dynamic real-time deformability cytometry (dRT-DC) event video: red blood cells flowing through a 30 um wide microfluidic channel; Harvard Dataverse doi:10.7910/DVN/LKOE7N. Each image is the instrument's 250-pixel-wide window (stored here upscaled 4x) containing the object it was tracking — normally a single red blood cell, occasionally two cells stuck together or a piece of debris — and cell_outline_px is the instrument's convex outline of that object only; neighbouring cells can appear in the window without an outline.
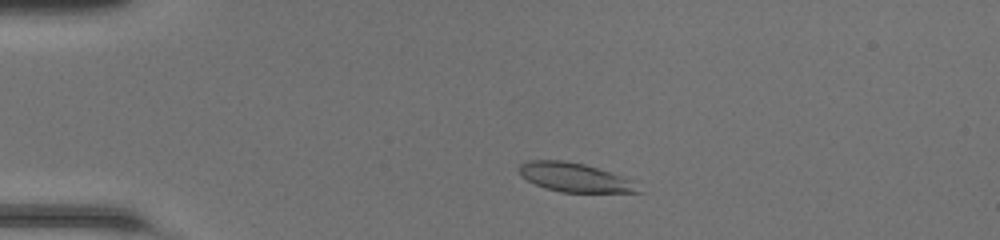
{"species": "common noctule bat (a hibernating species)", "species_latin": "Nyctalus noctula", "temperature_condition": "room temperature", "stored_images_in_passage": 44, "camera_frame_rate_fps": 3000, "um_per_image_px": 0.085, "animal": {"sex": "female", "body_mass_g": 20.0, "forearm_length_mm": 54.0}, "frame": {"image": 1, "passage_image": 6, "time_ms": 1.667, "image_size_px": [1000, 240], "cell_outline_px": [[640, 192], [560, 192], [544, 188], [520, 176], [520, 164], [528, 160], [564, 160], [584, 164], [632, 180]], "centroid_in_image_um": [48.78, 15.07], "position_along_channel_um": 36.2, "area_um2": 19.71}}
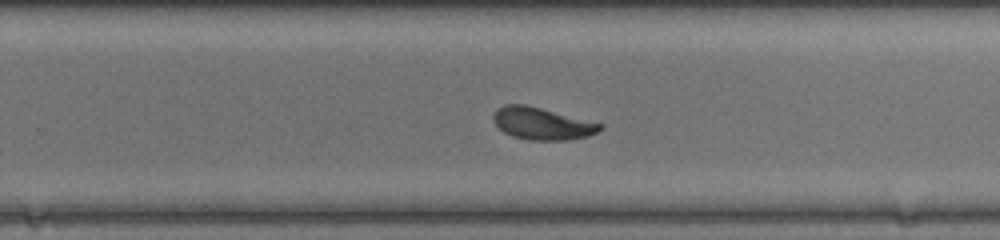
{"frame": {"image": 2, "passage_image": 27, "time_ms": 8.667, "image_size_px": [1000, 240], "cell_outline_px": [[604, 128], [588, 136], [568, 140], [528, 140], [512, 136], [504, 132], [492, 120], [492, 116], [496, 108], [504, 104], [524, 104], [604, 124]], "centroid_in_image_um": [46.05, 10.5], "position_along_channel_um": 283.7, "area_um2": 20.0}}
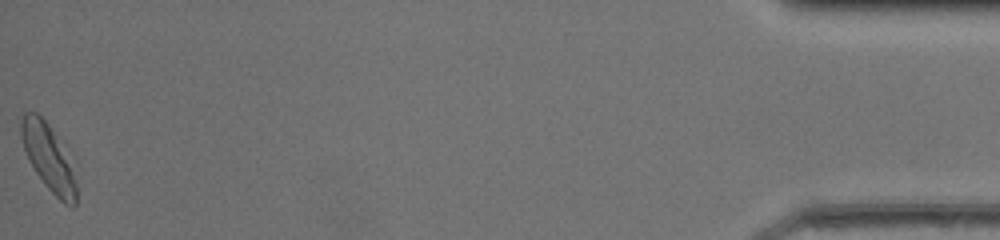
{"frame": {"image": 3, "passage_image": 44, "time_ms": 14.333, "image_size_px": [1000, 240], "cell_outline_px": [[76, 204], [72, 208], [64, 204], [44, 184], [28, 160], [20, 136], [20, 116], [24, 112], [36, 112], [48, 124], [68, 164], [76, 184]], "centroid_in_image_um": [4.03, 13.4], "position_along_channel_um": 431.2, "area_um2": 20.23}, "authors_computed_cell_mechanics": {"area_um2": 20.2011, "velocity_mm_per_s": 4.2584, "shape_relaxation_time_tau1_ms": 2.782, "shape_relaxation_time_tau2_ms": 1.3532, "deformation_change_tau1": 0.1304, "deformation_change_tau2": 0.0597}}